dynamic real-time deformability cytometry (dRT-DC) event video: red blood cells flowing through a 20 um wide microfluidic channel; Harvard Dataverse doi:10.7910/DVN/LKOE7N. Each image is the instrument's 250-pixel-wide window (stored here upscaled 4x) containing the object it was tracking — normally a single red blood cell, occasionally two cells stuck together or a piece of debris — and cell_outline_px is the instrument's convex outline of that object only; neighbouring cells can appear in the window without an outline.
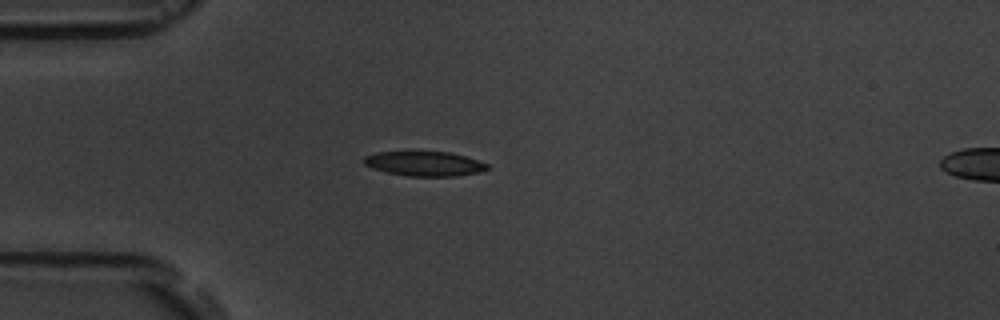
{"species": "common noctule bat (a hibernating species)", "species_latin": "Nyctalus noctula", "temperature_condition": "room temperature", "stored_images_in_passage": 1, "camera_frame_rate_fps": 3000, "um_per_image_px": 0.085, "animal": {"sex": "male", "body_mass_g": 19.5, "forearm_length_mm": 54.6}, "frame": {"image": 1, "passage_image": 1, "time_ms": 0.0, "image_size_px": [1000, 320], "cell_outline_px": [[488, 168], [480, 172], [456, 176], [408, 176], [388, 172], [372, 168], [364, 164], [364, 156], [376, 152], [448, 152], [464, 156], [488, 164]], "centroid_in_image_um": [36.06, 13.92], "position_along_channel_um": 48.9, "area_um2": 17.46}}